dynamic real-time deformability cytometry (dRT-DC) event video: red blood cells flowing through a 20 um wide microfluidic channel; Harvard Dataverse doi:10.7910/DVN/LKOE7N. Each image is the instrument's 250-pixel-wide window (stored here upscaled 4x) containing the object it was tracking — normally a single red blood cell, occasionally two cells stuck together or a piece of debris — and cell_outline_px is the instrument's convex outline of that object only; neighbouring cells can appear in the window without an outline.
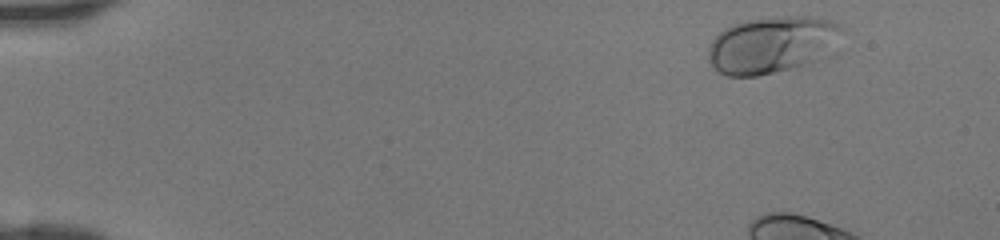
{"species": "human", "species_latin": "Homo sapiens", "temperature_condition": "room temperature", "stored_images_in_passage": 9, "camera_frame_rate_fps": 3000, "um_per_image_px": 0.085, "donor": {"sex": "female"}, "frame": {"image": 1, "passage_image": 2, "time_ms": 0.333, "image_size_px": [1000, 240], "cell_outline_px": [[844, 28], [840, 56], [756, 76], [728, 76], [720, 72], [708, 60], [708, 48], [712, 40], [724, 28], [732, 24], [748, 20], [784, 16], [816, 16], [840, 24]], "centroid_in_image_um": [65.82, 3.8], "position_along_channel_um": 19.2, "area_um2": 45.78}}